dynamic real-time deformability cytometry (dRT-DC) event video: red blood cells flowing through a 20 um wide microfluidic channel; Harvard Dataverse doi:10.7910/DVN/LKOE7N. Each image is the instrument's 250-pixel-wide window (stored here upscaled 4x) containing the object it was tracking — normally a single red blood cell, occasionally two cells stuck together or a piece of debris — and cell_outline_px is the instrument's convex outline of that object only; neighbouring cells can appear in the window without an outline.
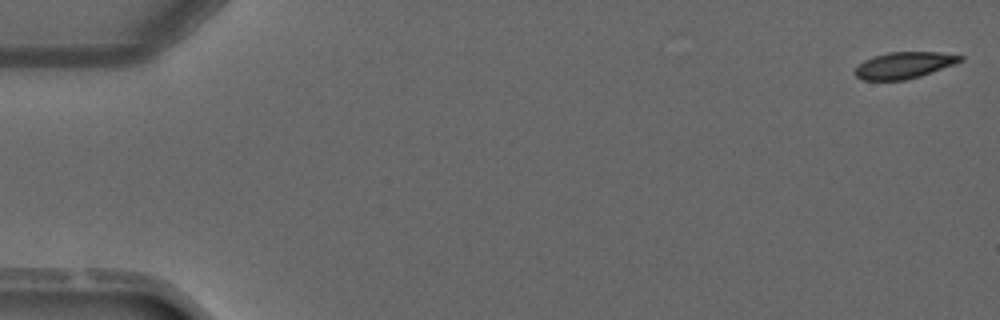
{"species": "common noctule bat (a hibernating species)", "species_latin": "Nyctalus noctula", "temperature_condition": "warm", "stored_images_in_passage": 2, "camera_frame_rate_fps": 3000, "um_per_image_px": 0.085, "animal": {"sex": "male", "forearm_length_mm": 52.5}, "frame": {"image": 1, "passage_image": 1, "time_ms": 0.0, "image_size_px": [1000, 320], "cell_outline_px": [[964, 60], [956, 64], [920, 76], [904, 80], [864, 80], [856, 76], [852, 72], [864, 60], [888, 52], [940, 52], [964, 56]], "centroid_in_image_um": [76.88, 5.54], "position_along_channel_um": 8.1, "area_um2": 16.24}}